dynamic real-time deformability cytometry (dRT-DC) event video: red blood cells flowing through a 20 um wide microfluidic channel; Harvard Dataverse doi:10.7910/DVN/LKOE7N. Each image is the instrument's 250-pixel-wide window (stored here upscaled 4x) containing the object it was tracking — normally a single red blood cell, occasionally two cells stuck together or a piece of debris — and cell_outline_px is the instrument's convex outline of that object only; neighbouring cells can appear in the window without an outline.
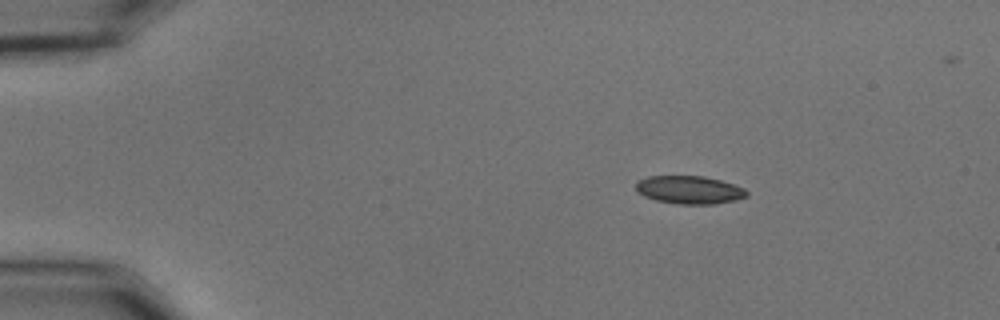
{"species": "common noctule bat (a hibernating species)", "species_latin": "Nyctalus noctula", "temperature_condition": "cold", "stored_images_in_passage": 47, "camera_frame_rate_fps": 3000, "um_per_image_px": 0.085, "animal": {"sex": "male", "body_mass_g": 15.6}, "frame": {"image": 1, "passage_image": 1, "time_ms": 0.0, "image_size_px": [1000, 320], "cell_outline_px": [[748, 196], [736, 200], [716, 204], [676, 204], [656, 200], [644, 196], [636, 192], [636, 180], [648, 176], [704, 176], [720, 180], [744, 188], [748, 192]], "centroid_in_image_um": [58.58, 16.14], "position_along_channel_um": 26.4, "area_um2": 18.26}}
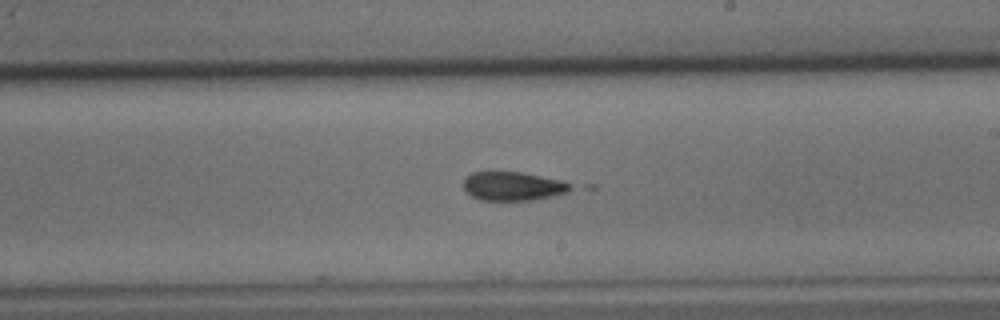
{"frame": {"image": 2, "passage_image": 25, "time_ms": 8.0, "image_size_px": [1000, 320], "cell_outline_px": [[576, 188], [568, 192], [552, 196], [532, 200], [480, 200], [472, 196], [464, 188], [464, 180], [472, 172], [492, 168], [520, 172], [560, 180], [572, 184]], "centroid_in_image_um": [43.58, 15.78], "position_along_channel_um": 245.4, "area_um2": 18.55}}
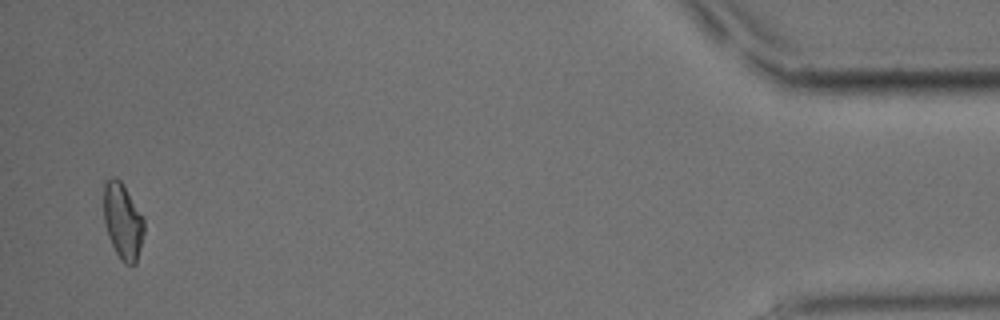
{"frame": {"image": 3, "passage_image": 46, "time_ms": 15.0, "image_size_px": [1000, 320], "cell_outline_px": [[144, 232], [136, 264], [124, 264], [120, 260], [108, 236], [104, 224], [104, 180], [112, 176], [116, 176], [120, 180], [144, 216]], "centroid_in_image_um": [10.43, 18.78], "position_along_channel_um": 424.8, "area_um2": 18.09}}